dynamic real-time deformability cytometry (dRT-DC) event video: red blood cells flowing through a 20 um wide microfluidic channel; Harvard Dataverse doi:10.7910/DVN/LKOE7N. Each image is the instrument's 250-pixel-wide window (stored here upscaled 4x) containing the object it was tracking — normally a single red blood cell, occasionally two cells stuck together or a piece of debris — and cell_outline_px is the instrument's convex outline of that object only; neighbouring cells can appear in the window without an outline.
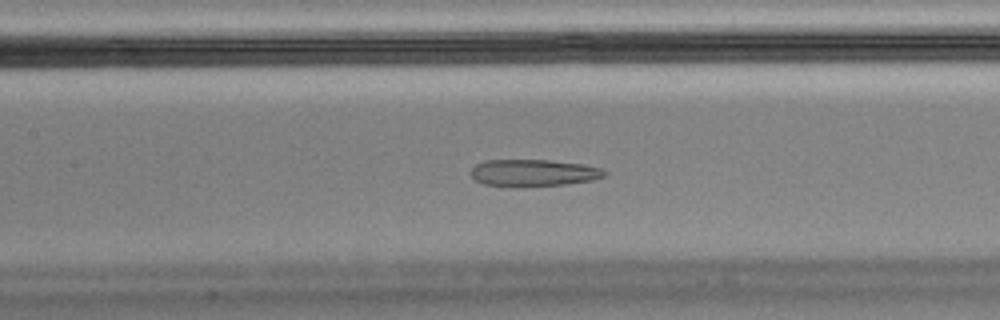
{"species": "Egyptian fruit bat (a non-hibernating species)", "species_latin": "Rousettus aegyptiacus", "temperature_condition": "cold", "stored_images_in_passage": 56, "camera_frame_rate_fps": 3000, "um_per_image_px": 0.085, "animal": {"sex": "male"}, "frame": {"image": 1, "passage_image": 25, "time_ms": 8.0, "image_size_px": [1000, 320], "cell_outline_px": [[608, 172], [604, 176], [592, 180], [564, 184], [484, 184], [476, 180], [472, 176], [472, 168], [476, 164], [484, 160], [548, 160], [580, 164], [600, 168]], "centroid_in_image_um": [45.37, 14.64], "position_along_channel_um": 162.0, "area_um2": 19.88}, "authors_computed_cell_mechanics": {"area_um2": 23.6113, "velocity_mm_per_s": 3.4737, "shape_relaxation_time_tau1_ms": null, "shape_relaxation_time_tau2_ms": 2.2432, "deformation_change_tau1": null, "deformation_change_tau2": 0.0987}}